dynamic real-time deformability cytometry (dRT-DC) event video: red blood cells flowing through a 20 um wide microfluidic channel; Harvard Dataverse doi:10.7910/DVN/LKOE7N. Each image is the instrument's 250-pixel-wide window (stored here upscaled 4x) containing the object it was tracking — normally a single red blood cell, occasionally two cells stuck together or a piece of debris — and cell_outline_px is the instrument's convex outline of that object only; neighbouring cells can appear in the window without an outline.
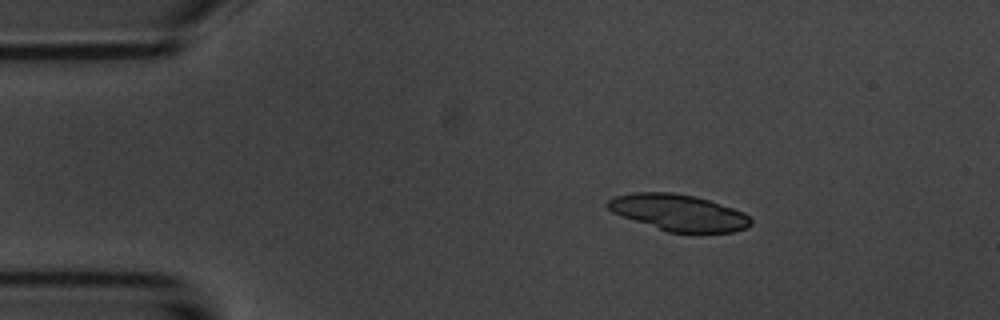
{"species": "common noctule bat (a hibernating species)", "species_latin": "Nyctalus noctula", "temperature_condition": "room temperature", "stored_images_in_passage": 4, "camera_frame_rate_fps": 3000, "um_per_image_px": 0.085, "animal": {"sex": "male", "body_mass_g": 20.1, "forearm_length_mm": 53.5}, "frame": {"image": 1, "passage_image": 2, "time_ms": 1.333, "image_size_px": [1000, 320], "cell_outline_px": [[752, 224], [744, 228], [732, 232], [668, 232], [620, 216], [612, 212], [604, 204], [608, 200], [616, 196], [632, 192], [672, 192], [692, 196], [708, 200], [744, 212], [752, 220]], "centroid_in_image_um": [57.63, 18.07], "position_along_channel_um": 27.4, "area_um2": 30.17}}